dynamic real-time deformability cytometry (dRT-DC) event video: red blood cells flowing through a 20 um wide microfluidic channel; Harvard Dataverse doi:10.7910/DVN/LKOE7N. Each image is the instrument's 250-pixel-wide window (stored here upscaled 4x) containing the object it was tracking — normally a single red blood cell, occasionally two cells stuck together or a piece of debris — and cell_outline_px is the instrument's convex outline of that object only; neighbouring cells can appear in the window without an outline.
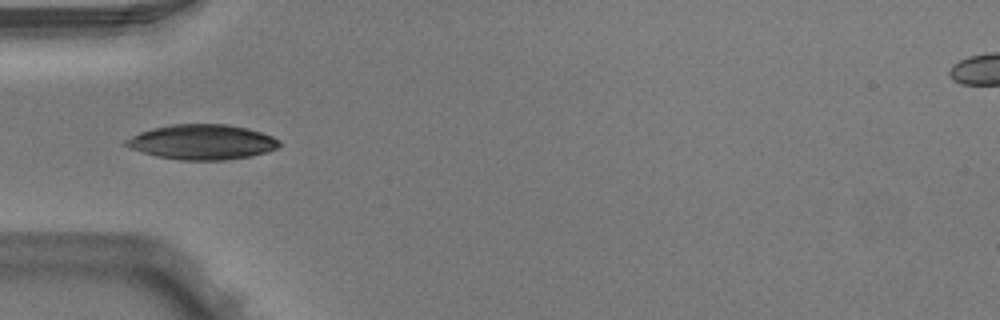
{"species": "Egyptian fruit bat (a non-hibernating species)", "species_latin": "Rousettus aegyptiacus", "temperature_condition": "warm", "stored_images_in_passage": 6, "camera_frame_rate_fps": 3000, "um_per_image_px": 0.085, "animal": {"sex": "male"}, "frame": {"image": 1, "passage_image": 5, "time_ms": 1.333, "image_size_px": [1000, 320], "cell_outline_px": [[280, 144], [276, 148], [252, 156], [228, 160], [180, 160], [156, 156], [120, 144], [124, 140], [140, 132], [152, 128], [172, 124], [228, 124], [260, 132], [272, 136], [280, 140]], "centroid_in_image_um": [17.15, 12.07], "position_along_channel_um": 67.8, "area_um2": 31.21}}
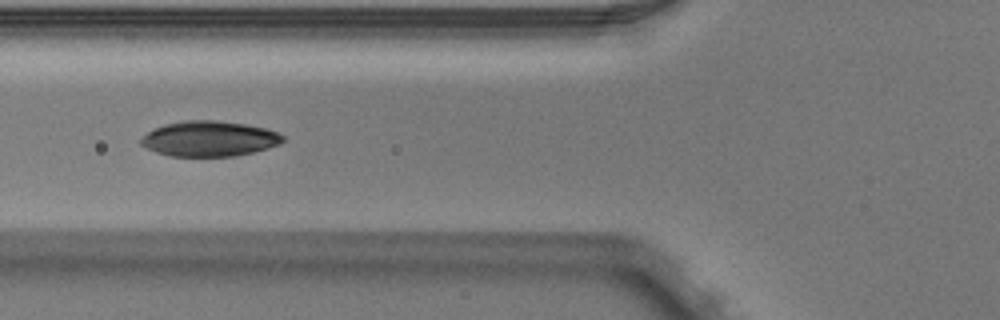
{"frame": {"image": 2, "passage_image": 6, "time_ms": 1.667, "image_size_px": [1000, 320], "cell_outline_px": [[284, 140], [280, 144], [268, 148], [236, 156], [172, 156], [156, 152], [140, 144], [140, 140], [148, 132], [164, 124], [184, 120], [216, 120], [244, 124], [268, 128], [284, 136]], "centroid_in_image_um": [17.81, 11.78], "position_along_channel_um": 108.0, "area_um2": 29.13}}